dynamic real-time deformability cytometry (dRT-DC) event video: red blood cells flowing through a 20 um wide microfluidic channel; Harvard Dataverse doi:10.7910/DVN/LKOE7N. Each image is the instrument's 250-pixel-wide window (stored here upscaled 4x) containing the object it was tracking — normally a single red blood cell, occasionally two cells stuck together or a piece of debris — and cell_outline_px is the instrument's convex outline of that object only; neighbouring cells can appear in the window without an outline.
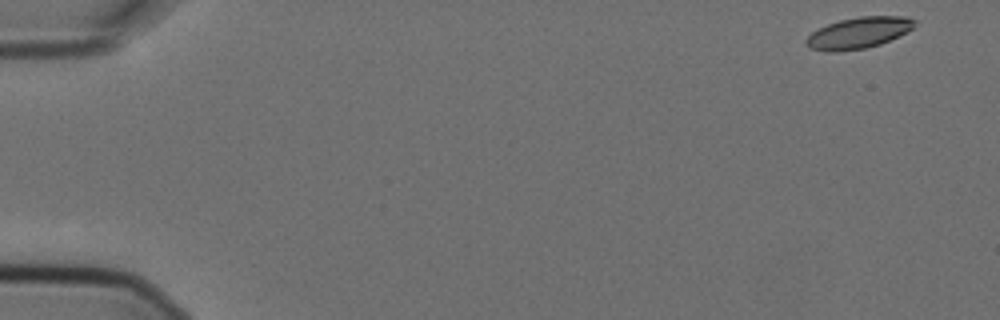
{"species": "Egyptian fruit bat (a non-hibernating species)", "species_latin": "Rousettus aegyptiacus", "temperature_condition": "cold", "stored_images_in_passage": 5, "camera_frame_rate_fps": 3000, "um_per_image_px": 0.085, "animal": {"sex": "female"}, "frame": {"image": 1, "passage_image": 1, "time_ms": 0.0, "image_size_px": [1000, 320], "cell_outline_px": [[920, 20], [908, 32], [880, 44], [864, 48], [836, 52], [828, 52], [808, 48], [804, 40], [812, 32], [828, 24], [840, 20], [860, 16], [908, 16]], "centroid_in_image_um": [73.01, 2.78], "position_along_channel_um": 12.0, "area_um2": 19.94}}
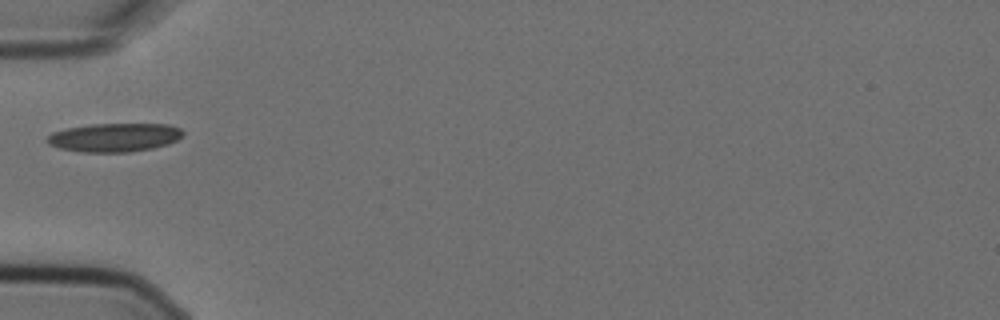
{"frame": {"image": 2, "passage_image": 5, "time_ms": 1.333, "image_size_px": [1000, 320], "cell_outline_px": [[184, 136], [168, 144], [152, 148], [128, 152], [84, 152], [60, 148], [48, 144], [44, 140], [52, 132], [68, 128], [92, 124], [168, 124], [180, 128], [184, 132]], "centroid_in_image_um": [9.73, 11.68], "position_along_channel_um": 75.3, "area_um2": 22.66}}